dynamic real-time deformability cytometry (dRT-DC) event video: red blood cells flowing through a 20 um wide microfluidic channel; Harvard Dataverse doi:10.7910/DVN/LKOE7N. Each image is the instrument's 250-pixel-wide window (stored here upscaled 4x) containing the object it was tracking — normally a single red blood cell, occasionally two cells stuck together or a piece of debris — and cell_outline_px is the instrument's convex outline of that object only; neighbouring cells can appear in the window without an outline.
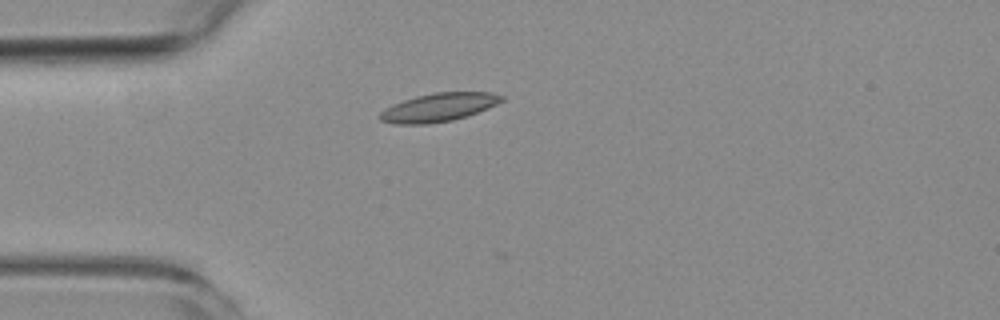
{"species": "common noctule bat (a hibernating species)", "species_latin": "Nyctalus noctula", "temperature_condition": "room temperature", "stored_images_in_passage": 4, "camera_frame_rate_fps": 3000, "um_per_image_px": 0.085, "animal": {"sex": "female", "body_mass_g": 19.3, "forearm_length_mm": 54.1}, "frame": {"image": 1, "passage_image": 4, "time_ms": 3.667, "image_size_px": [1000, 320], "cell_outline_px": [[504, 100], [496, 104], [468, 116], [452, 120], [428, 124], [396, 124], [380, 120], [376, 116], [384, 108], [392, 104], [416, 96], [432, 92], [492, 92], [504, 96]], "centroid_in_image_um": [37.25, 9.12], "position_along_channel_um": 47.7, "area_um2": 20.29}}